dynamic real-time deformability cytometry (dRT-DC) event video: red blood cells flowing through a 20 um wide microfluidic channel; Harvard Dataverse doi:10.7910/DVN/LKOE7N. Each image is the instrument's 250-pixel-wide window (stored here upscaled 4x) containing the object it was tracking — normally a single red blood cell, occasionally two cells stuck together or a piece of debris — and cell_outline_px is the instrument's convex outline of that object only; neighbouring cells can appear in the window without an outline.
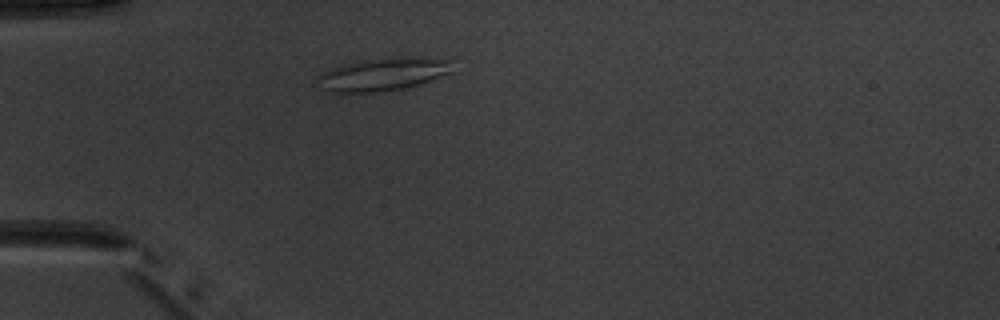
{"species": "common noctule bat (a hibernating species)", "species_latin": "Nyctalus noctula", "temperature_condition": "warm", "stored_images_in_passage": 2, "camera_frame_rate_fps": 3000, "um_per_image_px": 0.085, "animal": {"sex": "male", "body_mass_g": 20.1, "forearm_length_mm": 53.5}, "frame": {"image": 1, "passage_image": 2, "time_ms": 2.0, "image_size_px": [1000, 320], "cell_outline_px": [[456, 72], [416, 84], [400, 88], [376, 92], [340, 96], [324, 92], [320, 88], [320, 76], [324, 72], [332, 68], [348, 64], [368, 60], [452, 60]], "centroid_in_image_um": [32.45, 6.42], "position_along_channel_um": 52.5, "area_um2": 24.91}}